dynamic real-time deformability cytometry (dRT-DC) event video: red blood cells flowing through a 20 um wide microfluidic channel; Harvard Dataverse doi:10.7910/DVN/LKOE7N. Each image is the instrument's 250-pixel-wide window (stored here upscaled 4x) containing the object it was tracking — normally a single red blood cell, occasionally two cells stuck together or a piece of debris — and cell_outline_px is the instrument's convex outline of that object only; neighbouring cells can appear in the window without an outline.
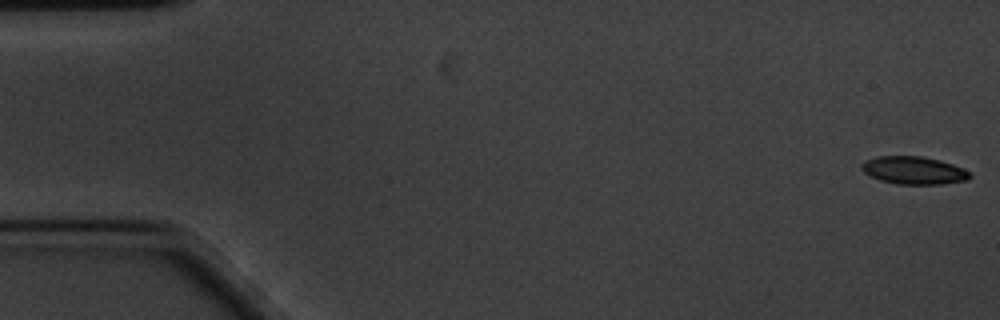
{"species": "common noctule bat (a hibernating species)", "species_latin": "Nyctalus noctula", "temperature_condition": "cold", "stored_images_in_passage": 59, "camera_frame_rate_fps": 3000, "um_per_image_px": 0.085, "animal": {"sex": "male", "body_mass_g": 20.1, "forearm_length_mm": 53.5}, "frame": {"image": 1, "passage_image": 1, "time_ms": 0.0, "image_size_px": [1000, 320], "cell_outline_px": [[972, 176], [968, 180], [944, 184], [896, 184], [880, 180], [868, 176], [860, 168], [860, 164], [864, 160], [876, 156], [920, 156], [940, 160], [964, 168], [972, 172]], "centroid_in_image_um": [77.66, 14.48], "position_along_channel_um": 7.3, "area_um2": 17.86}}
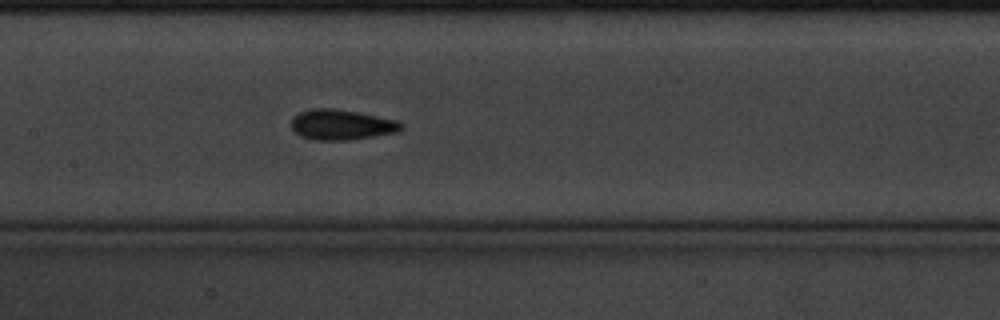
{"frame": {"image": 2, "passage_image": 28, "time_ms": 9.0, "image_size_px": [1000, 320], "cell_outline_px": [[404, 128], [400, 132], [348, 140], [316, 140], [300, 136], [292, 128], [292, 116], [300, 112], [316, 108], [332, 108], [360, 112], [400, 120], [404, 124]], "centroid_in_image_um": [29.11, 10.59], "position_along_channel_um": 178.3, "area_um2": 19.71}}
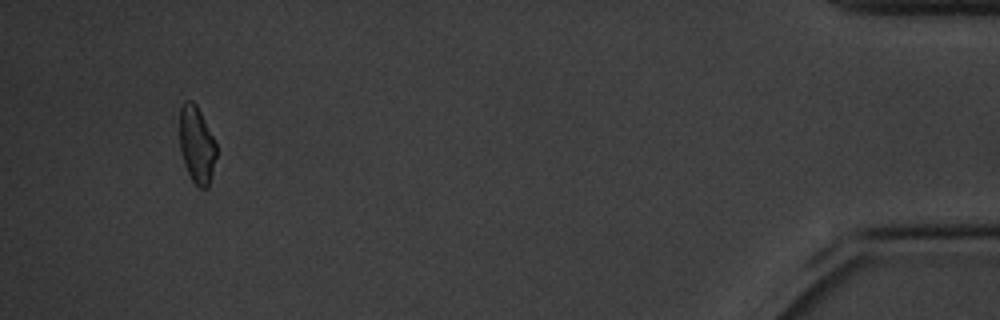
{"frame": {"image": 3, "passage_image": 56, "time_ms": 18.333, "image_size_px": [1000, 320], "cell_outline_px": [[216, 156], [208, 188], [200, 188], [192, 180], [184, 164], [180, 152], [180, 108], [184, 100], [192, 100], [196, 104], [216, 144]], "centroid_in_image_um": [16.7, 12.3], "position_along_channel_um": 418.5, "area_um2": 16.3}, "authors_computed_cell_mechanics": {"area_um2": 17.6868, "velocity_mm_per_s": 3.3672, "shape_relaxation_time_tau1_ms": 2.9906, "shape_relaxation_time_tau2_ms": 2.9227, "deformation_change_tau1": 0.1063, "deformation_change_tau2": 0.0989}}